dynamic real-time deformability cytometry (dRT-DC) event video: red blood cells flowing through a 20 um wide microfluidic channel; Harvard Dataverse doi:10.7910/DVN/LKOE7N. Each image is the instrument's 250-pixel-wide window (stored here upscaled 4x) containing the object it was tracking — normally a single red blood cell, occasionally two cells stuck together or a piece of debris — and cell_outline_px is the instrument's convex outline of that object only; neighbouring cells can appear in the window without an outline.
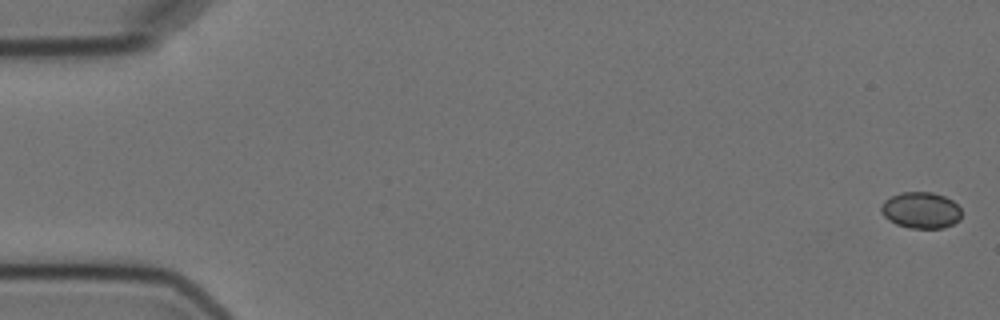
{"species": "Egyptian fruit bat (a non-hibernating species)", "species_latin": "Rousettus aegyptiacus", "temperature_condition": "cold", "stored_images_in_passage": 4, "camera_frame_rate_fps": 3000, "um_per_image_px": 0.085, "animal": {"sex": "female"}, "frame": {"image": 1, "passage_image": 1, "time_ms": 0.0, "image_size_px": [1000, 320], "cell_outline_px": [[960, 220], [944, 228], [908, 228], [896, 224], [888, 220], [880, 212], [880, 204], [884, 200], [900, 192], [932, 192], [944, 196], [952, 200], [960, 208]], "centroid_in_image_um": [78.25, 17.87], "position_along_channel_um": 6.8, "area_um2": 17.17}}
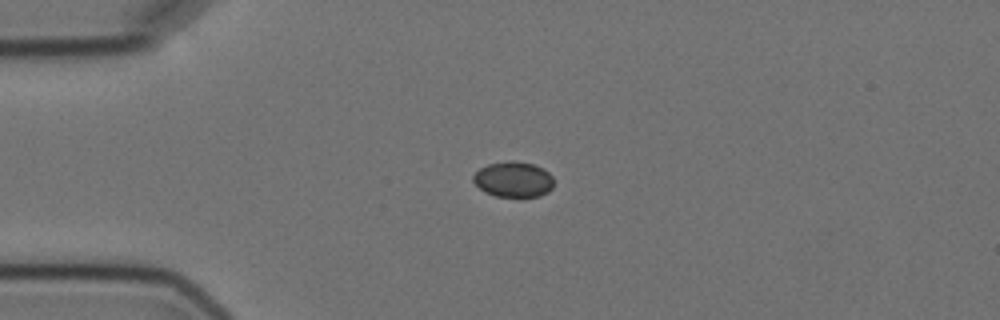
{"frame": {"image": 2, "passage_image": 4, "time_ms": 4.333, "image_size_px": [1000, 320], "cell_outline_px": [[552, 188], [548, 192], [540, 196], [496, 196], [484, 192], [472, 180], [472, 176], [480, 168], [488, 164], [508, 160], [512, 160], [532, 164], [544, 168], [552, 176]], "centroid_in_image_um": [43.63, 15.24], "position_along_channel_um": 41.4, "area_um2": 16.65}}